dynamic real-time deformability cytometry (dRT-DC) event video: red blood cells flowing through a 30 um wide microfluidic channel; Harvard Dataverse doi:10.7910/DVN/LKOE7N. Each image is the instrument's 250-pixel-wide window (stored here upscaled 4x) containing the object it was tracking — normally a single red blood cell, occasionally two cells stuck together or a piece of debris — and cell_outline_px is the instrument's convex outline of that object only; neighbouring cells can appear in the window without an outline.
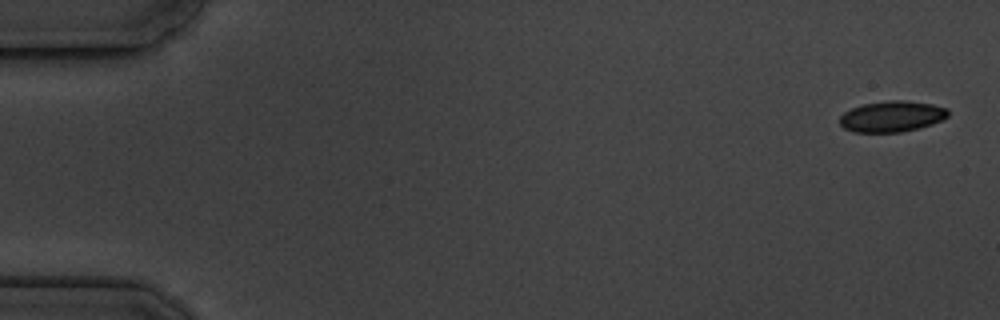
{"species": "common noctule bat (a hibernating species)", "species_latin": "Nyctalus noctula", "temperature_condition": "cold", "stored_images_in_passage": 17, "camera_frame_rate_fps": 3000, "um_per_image_px": 0.085, "animal": {"sex": "male", "body_mass_g": 19.5, "forearm_length_mm": 54.6}, "frame": {"image": 1, "passage_image": 1, "time_ms": 0.0, "image_size_px": [1000, 320], "cell_outline_px": [[948, 116], [932, 124], [900, 132], [852, 132], [844, 128], [840, 124], [840, 116], [844, 112], [852, 108], [864, 104], [888, 100], [900, 100], [932, 104], [948, 108]], "centroid_in_image_um": [75.79, 9.89], "position_along_channel_um": 9.2, "area_um2": 19.36}}
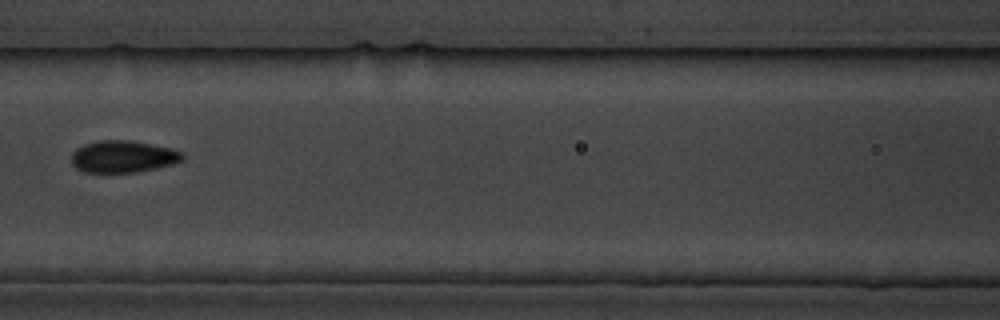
{"frame": {"image": 2, "passage_image": 8, "time_ms": 8.0, "image_size_px": [1000, 320], "cell_outline_px": [[184, 160], [172, 164], [136, 172], [84, 172], [76, 168], [72, 164], [72, 152], [76, 148], [84, 144], [100, 140], [132, 140], [172, 148], [180, 152], [184, 156]], "centroid_in_image_um": [10.45, 13.3], "position_along_channel_um": 156.2, "area_um2": 20.69}}
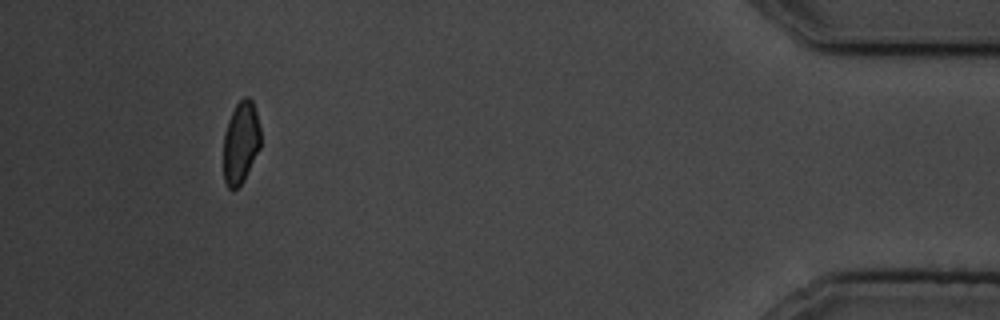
{"frame": {"image": 3, "passage_image": 16, "time_ms": 17.0, "image_size_px": [1000, 320], "cell_outline_px": [[260, 148], [244, 180], [236, 188], [228, 188], [224, 180], [224, 132], [228, 120], [236, 104], [244, 96], [248, 96], [252, 100], [256, 112], [260, 128]], "centroid_in_image_um": [20.47, 12.09], "position_along_channel_um": 414.7, "area_um2": 17.74}, "authors_computed_cell_mechanics": {"area_um2": 19.652, "velocity_mm_per_s": 3.5735, "shape_relaxation_time_tau1_ms": 2.3215, "shape_relaxation_time_tau2_ms": null, "deformation_change_tau1": 0.0845, "deformation_change_tau2": null}}